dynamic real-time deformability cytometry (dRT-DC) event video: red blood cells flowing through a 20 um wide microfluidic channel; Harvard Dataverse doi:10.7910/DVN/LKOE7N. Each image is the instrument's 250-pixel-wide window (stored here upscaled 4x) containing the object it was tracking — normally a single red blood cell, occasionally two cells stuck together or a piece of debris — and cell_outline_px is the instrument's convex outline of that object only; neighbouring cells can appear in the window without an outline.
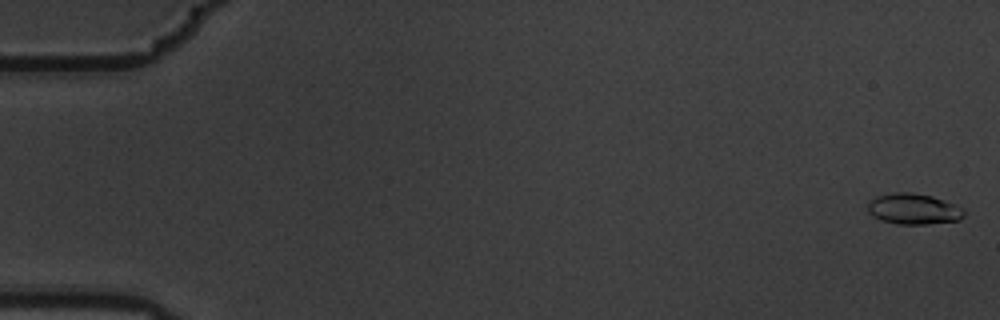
{"species": "common noctule bat (a hibernating species)", "species_latin": "Nyctalus noctula", "temperature_condition": "warm", "stored_images_in_passage": 5, "camera_frame_rate_fps": 3000, "um_per_image_px": 0.085, "animal": {"sex": "male", "body_mass_g": 19.5, "forearm_length_mm": 54.6}, "frame": {"image": 1, "passage_image": 1, "time_ms": 0.0, "image_size_px": [1000, 320], "cell_outline_px": [[964, 216], [960, 220], [928, 224], [896, 224], [880, 220], [872, 216], [868, 212], [868, 200], [876, 196], [892, 192], [912, 192], [932, 196], [964, 208]], "centroid_in_image_um": [77.62, 17.76], "position_along_channel_um": 7.4, "area_um2": 17.51}}
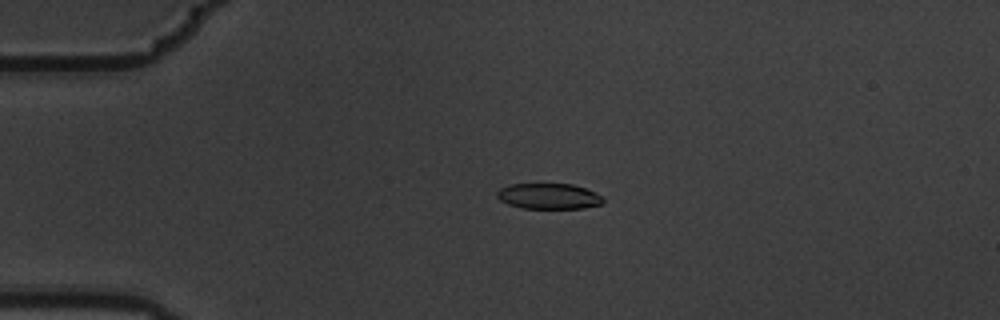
{"frame": {"image": 2, "passage_image": 4, "time_ms": 1.0, "image_size_px": [1000, 320], "cell_outline_px": [[604, 200], [600, 204], [584, 208], [520, 208], [508, 204], [500, 200], [496, 196], [496, 192], [500, 188], [508, 184], [572, 184], [596, 192], [604, 196]], "centroid_in_image_um": [46.63, 16.67], "position_along_channel_um": 38.4, "area_um2": 15.95}}